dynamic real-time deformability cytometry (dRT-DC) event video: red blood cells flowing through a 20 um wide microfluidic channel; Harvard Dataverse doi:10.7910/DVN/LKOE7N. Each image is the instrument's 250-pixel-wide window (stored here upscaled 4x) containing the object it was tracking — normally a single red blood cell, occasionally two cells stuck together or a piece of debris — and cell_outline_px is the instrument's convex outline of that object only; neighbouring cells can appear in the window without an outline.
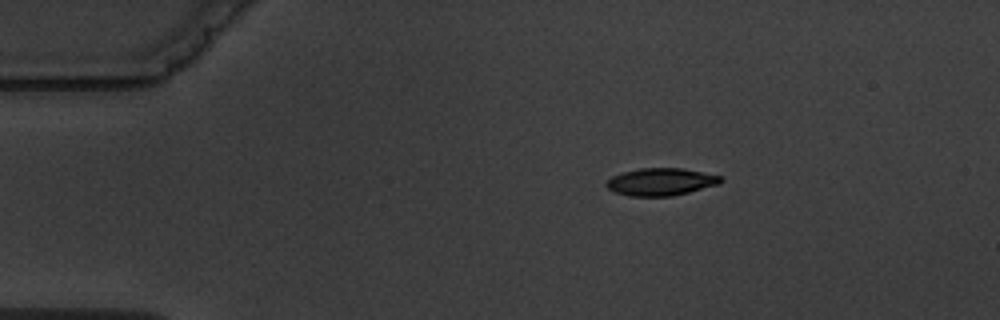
{"species": "common noctule bat (a hibernating species)", "species_latin": "Nyctalus noctula", "temperature_condition": "warm", "stored_images_in_passage": 3, "camera_frame_rate_fps": 3000, "um_per_image_px": 0.085, "animal": {"sex": "male", "body_mass_g": 19.5, "forearm_length_mm": 54.6}, "frame": {"image": 1, "passage_image": 1, "time_ms": 0.0, "image_size_px": [1000, 320], "cell_outline_px": [[724, 180], [720, 184], [672, 196], [628, 196], [616, 192], [608, 188], [604, 184], [612, 176], [624, 172], [640, 168], [680, 168], [724, 176]], "centroid_in_image_um": [56.21, 15.45], "position_along_channel_um": 28.8, "area_um2": 18.26}}
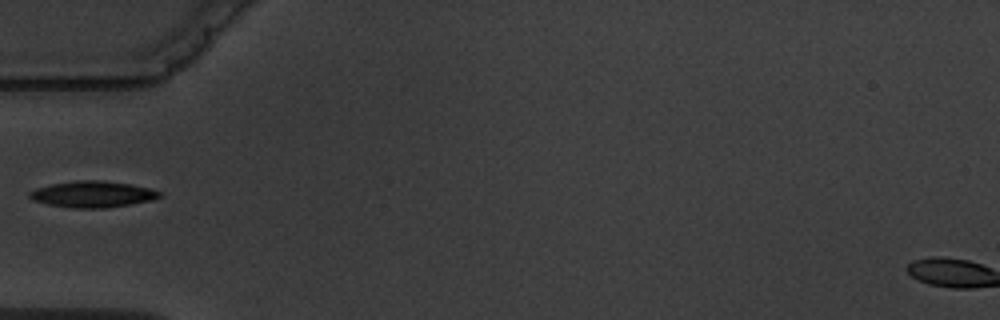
{"frame": {"image": 2, "passage_image": 3, "time_ms": 3.0, "image_size_px": [1000, 320], "cell_outline_px": [[164, 196], [152, 200], [108, 208], [72, 208], [48, 204], [32, 200], [28, 196], [28, 192], [36, 188], [52, 184], [76, 180], [100, 180], [132, 184], [164, 192]], "centroid_in_image_um": [7.9, 16.51], "position_along_channel_um": 77.1, "area_um2": 20.11}}